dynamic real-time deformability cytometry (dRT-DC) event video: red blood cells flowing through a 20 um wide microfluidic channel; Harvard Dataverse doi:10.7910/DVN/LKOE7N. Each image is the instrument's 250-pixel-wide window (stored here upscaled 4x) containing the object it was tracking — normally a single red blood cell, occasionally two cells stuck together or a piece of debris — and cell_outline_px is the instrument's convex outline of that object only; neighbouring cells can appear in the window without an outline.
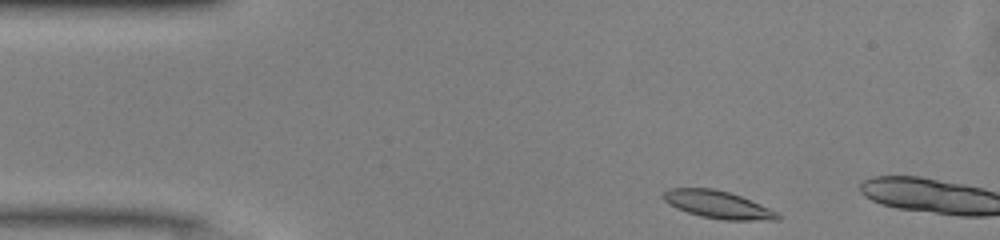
{"species": "common noctule bat (a hibernating species)", "species_latin": "Nyctalus noctula", "temperature_condition": "warm", "stored_images_in_passage": 5, "camera_frame_rate_fps": 3000, "um_per_image_px": 0.085, "animal": {"sex": "male", "body_mass_g": 13.0, "forearm_length_mm": 53.1}, "frame": {"image": 1, "passage_image": 2, "time_ms": 0.333, "image_size_px": [1000, 240], "cell_outline_px": [[780, 220], [724, 220], [700, 216], [676, 208], [668, 204], [660, 196], [668, 188], [712, 188], [728, 192], [740, 196], [780, 212]], "centroid_in_image_um": [61.02, 17.39], "position_along_channel_um": 24.0, "area_um2": 18.44}}